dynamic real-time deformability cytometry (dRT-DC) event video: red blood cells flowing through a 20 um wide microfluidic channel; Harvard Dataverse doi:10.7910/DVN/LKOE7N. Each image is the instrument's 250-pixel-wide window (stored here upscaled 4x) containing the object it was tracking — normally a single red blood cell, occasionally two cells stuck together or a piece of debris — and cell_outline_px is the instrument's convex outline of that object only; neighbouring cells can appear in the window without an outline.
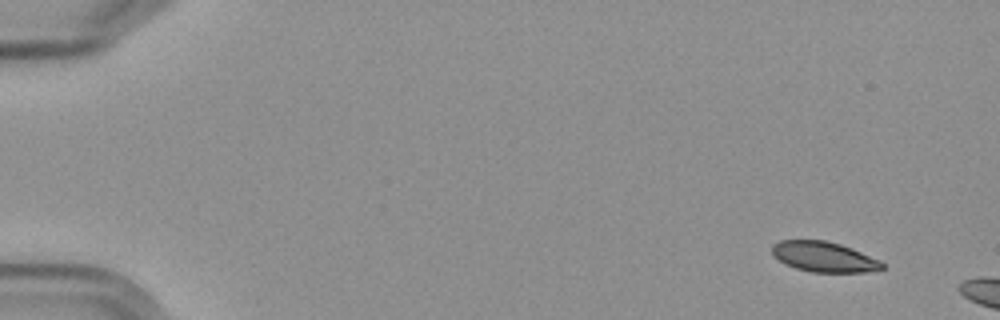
{"species": "Egyptian fruit bat (a non-hibernating species)", "species_latin": "Rousettus aegyptiacus", "temperature_condition": "cold", "stored_images_in_passage": 3, "camera_frame_rate_fps": 3000, "um_per_image_px": 0.085, "frame": {"image": 1, "passage_image": 1, "time_ms": 0.0, "image_size_px": [1000, 320], "cell_outline_px": [[884, 268], [864, 272], [812, 272], [796, 268], [784, 264], [772, 252], [772, 244], [780, 240], [824, 240], [840, 244], [852, 248], [880, 260], [884, 264]], "centroid_in_image_um": [70.03, 21.82], "position_along_channel_um": 15.0, "area_um2": 19.31}}